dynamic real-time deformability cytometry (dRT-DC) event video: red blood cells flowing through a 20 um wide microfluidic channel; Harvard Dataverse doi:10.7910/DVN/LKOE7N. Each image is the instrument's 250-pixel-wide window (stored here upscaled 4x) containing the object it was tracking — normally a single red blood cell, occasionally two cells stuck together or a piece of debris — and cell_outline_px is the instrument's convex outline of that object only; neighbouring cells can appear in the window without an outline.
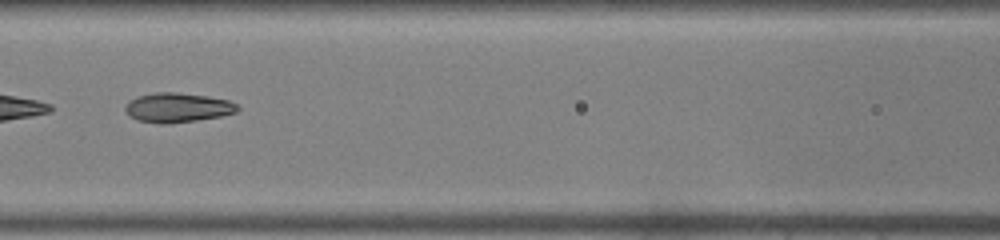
{"species": "common noctule bat (a hibernating species)", "species_latin": "Nyctalus noctula", "temperature_condition": "warm", "stored_images_in_passage": 19, "camera_frame_rate_fps": 3000, "um_per_image_px": 0.085, "animal": {"sex": "male", "body_mass_g": 19.0, "forearm_length_mm": 50.8}, "frame": {"image": 1, "passage_image": 6, "time_ms": 1.667, "image_size_px": [1000, 240], "cell_outline_px": [[236, 108], [232, 112], [216, 116], [188, 120], [140, 120], [132, 116], [128, 112], [128, 104], [132, 100], [144, 96], [200, 96], [224, 100], [232, 104]], "centroid_in_image_um": [15.11, 9.16], "position_along_channel_um": 151.5, "area_um2": 15.72}}